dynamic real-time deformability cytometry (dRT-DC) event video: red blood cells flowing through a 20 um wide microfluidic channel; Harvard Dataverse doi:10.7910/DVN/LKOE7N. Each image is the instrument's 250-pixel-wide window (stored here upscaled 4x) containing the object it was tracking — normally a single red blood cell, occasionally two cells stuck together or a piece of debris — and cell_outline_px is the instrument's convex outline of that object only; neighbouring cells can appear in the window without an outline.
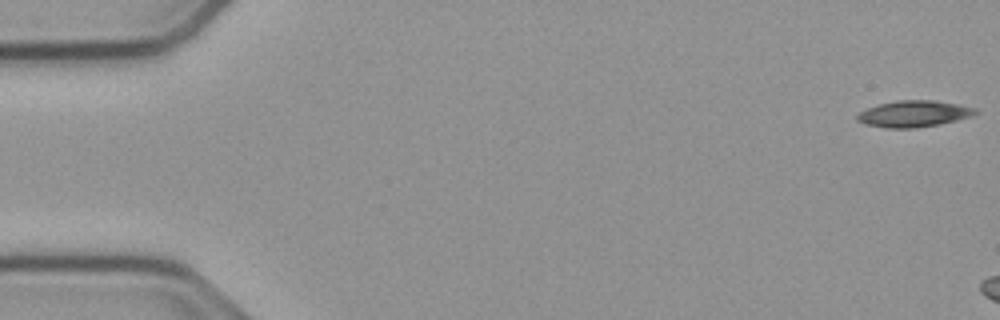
{"species": "common noctule bat (a hibernating species)", "species_latin": "Nyctalus noctula", "temperature_condition": "cold", "stored_images_in_passage": 7, "camera_frame_rate_fps": 3000, "um_per_image_px": 0.085, "animal": {"sex": "male", "body_mass_g": 23.1, "forearm_length_mm": 52.7}, "frame": {"image": 1, "passage_image": 1, "time_ms": 0.0, "image_size_px": [1000, 320], "cell_outline_px": [[980, 112], [972, 116], [940, 124], [916, 128], [888, 128], [864, 124], [856, 120], [856, 116], [860, 112], [868, 108], [880, 104], [896, 100], [936, 100], [976, 108]], "centroid_in_image_um": [77.69, 9.67], "position_along_channel_um": 7.3, "area_um2": 18.21}}